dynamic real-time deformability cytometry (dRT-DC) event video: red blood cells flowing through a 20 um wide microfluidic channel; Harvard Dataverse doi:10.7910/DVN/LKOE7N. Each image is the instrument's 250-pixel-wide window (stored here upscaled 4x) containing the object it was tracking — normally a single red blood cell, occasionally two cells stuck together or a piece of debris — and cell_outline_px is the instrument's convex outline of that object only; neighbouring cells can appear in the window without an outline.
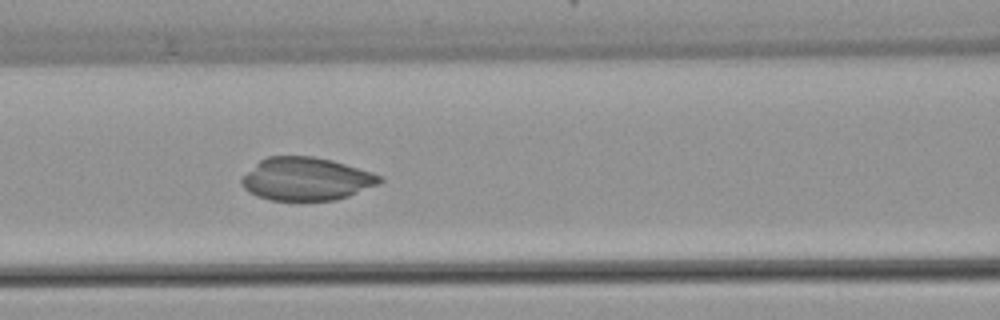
{"species": "common noctule bat (a hibernating species)", "species_latin": "Nyctalus noctula", "temperature_condition": "warm", "stored_images_in_passage": 40, "camera_frame_rate_fps": 3000, "um_per_image_px": 0.085, "animal": {"sex": "female", "body_mass_g": 22.7, "forearm_length_mm": 54.2}, "frame": {"image": 1, "passage_image": 10, "time_ms": 3.0, "image_size_px": [1000, 320], "cell_outline_px": [[384, 180], [380, 184], [348, 196], [336, 200], [268, 200], [256, 196], [248, 192], [240, 184], [240, 180], [260, 160], [268, 156], [312, 156], [332, 160], [372, 172], [384, 176]], "centroid_in_image_um": [26.05, 15.21], "position_along_channel_um": 140.5, "area_um2": 34.68}}
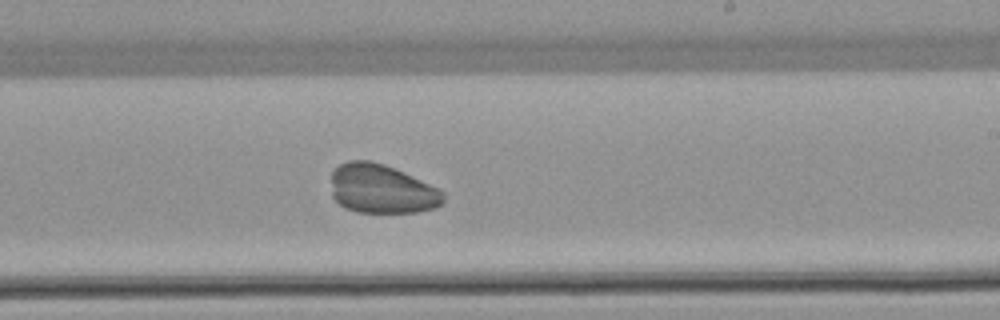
{"frame": {"image": 2, "passage_image": 19, "time_ms": 6.0, "image_size_px": [1000, 320], "cell_outline_px": [[444, 200], [440, 204], [432, 208], [416, 212], [356, 212], [344, 208], [332, 196], [332, 172], [340, 164], [348, 160], [368, 160], [384, 164], [396, 168], [440, 188], [444, 192]], "centroid_in_image_um": [32.45, 16.05], "position_along_channel_um": 256.6, "area_um2": 32.25}}
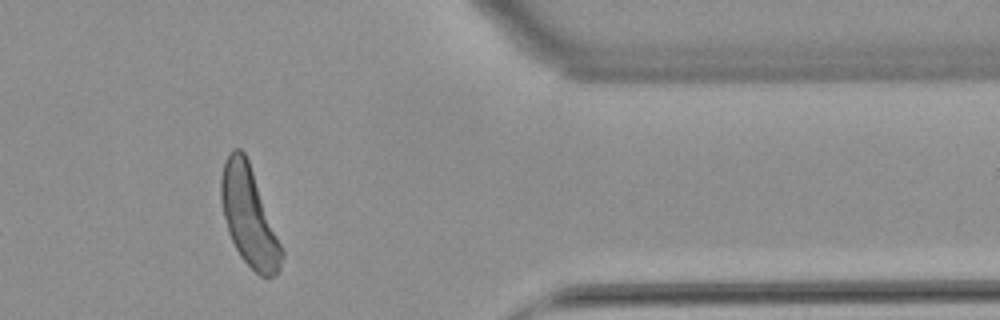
{"frame": {"image": 3, "passage_image": 31, "time_ms": 10.0, "image_size_px": [1000, 320], "cell_outline_px": [[284, 256], [280, 268], [276, 276], [268, 280], [260, 276], [240, 256], [228, 232], [220, 200], [220, 176], [224, 160], [228, 152], [232, 148], [240, 148], [244, 152], [248, 160], [284, 252]], "centroid_in_image_um": [21.15, 18.4], "position_along_channel_um": 390.2, "area_um2": 34.97}}